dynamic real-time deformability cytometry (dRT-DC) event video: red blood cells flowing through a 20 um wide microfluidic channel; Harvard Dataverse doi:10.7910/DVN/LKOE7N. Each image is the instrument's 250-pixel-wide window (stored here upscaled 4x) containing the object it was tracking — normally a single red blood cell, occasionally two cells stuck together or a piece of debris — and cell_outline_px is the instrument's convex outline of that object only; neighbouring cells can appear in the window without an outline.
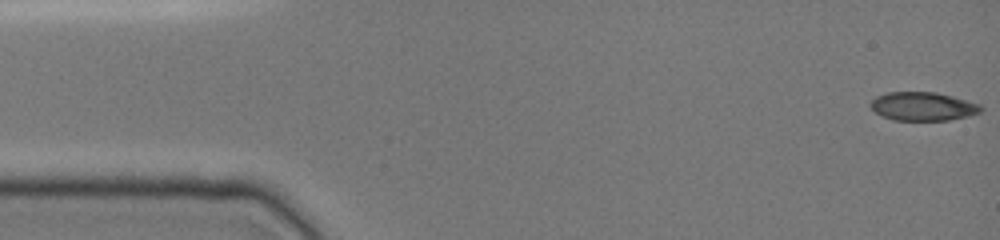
{"species": "common noctule bat (a hibernating species)", "species_latin": "Nyctalus noctula", "temperature_condition": "cold", "stored_images_in_passage": 47, "camera_frame_rate_fps": 3000, "um_per_image_px": 0.085, "animal": {"sex": "female", "body_mass_g": 19.0, "forearm_length_mm": 51.5}, "frame": {"image": 1, "passage_image": 1, "time_ms": 0.0, "image_size_px": [1000, 240], "cell_outline_px": [[984, 108], [980, 112], [968, 116], [948, 120], [892, 120], [876, 112], [868, 104], [876, 96], [888, 92], [936, 92], [952, 96], [980, 104]], "centroid_in_image_um": [78.45, 9.04], "position_along_channel_um": 6.6, "area_um2": 18.32}}
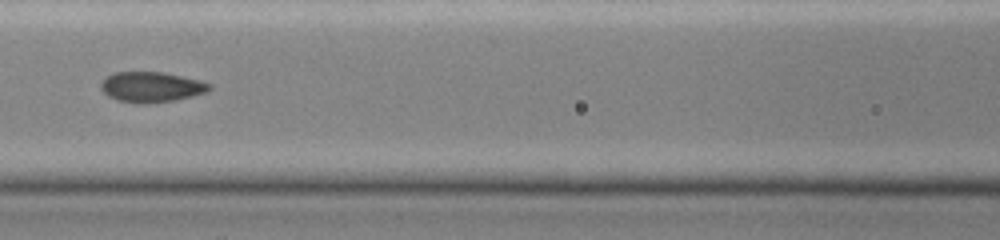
{"frame": {"image": 2, "passage_image": 21, "time_ms": 6.667, "image_size_px": [1000, 240], "cell_outline_px": [[212, 88], [208, 92], [176, 100], [144, 104], [140, 104], [116, 100], [108, 96], [100, 88], [100, 84], [108, 76], [116, 72], [164, 72], [200, 80], [212, 84]], "centroid_in_image_um": [12.9, 7.4], "position_along_channel_um": 153.7, "area_um2": 19.31}}
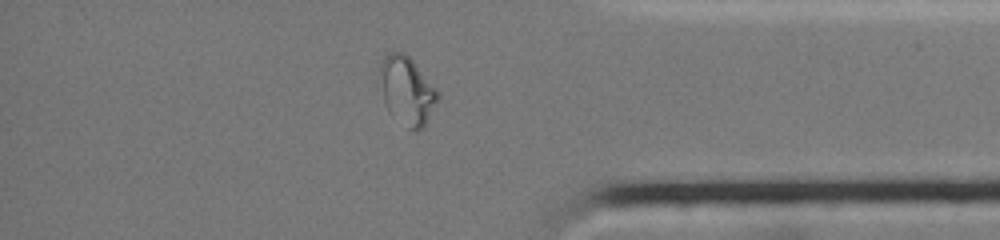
{"frame": {"image": 3, "passage_image": 40, "time_ms": 13.0, "image_size_px": [1000, 240], "cell_outline_px": [[440, 96], [424, 124], [416, 132], [408, 128], [388, 112], [384, 104], [380, 68], [380, 64], [384, 56], [388, 52], [404, 52], [412, 60], [440, 92]], "centroid_in_image_um": [34.59, 7.69], "position_along_channel_um": 400.6, "area_um2": 22.66}}